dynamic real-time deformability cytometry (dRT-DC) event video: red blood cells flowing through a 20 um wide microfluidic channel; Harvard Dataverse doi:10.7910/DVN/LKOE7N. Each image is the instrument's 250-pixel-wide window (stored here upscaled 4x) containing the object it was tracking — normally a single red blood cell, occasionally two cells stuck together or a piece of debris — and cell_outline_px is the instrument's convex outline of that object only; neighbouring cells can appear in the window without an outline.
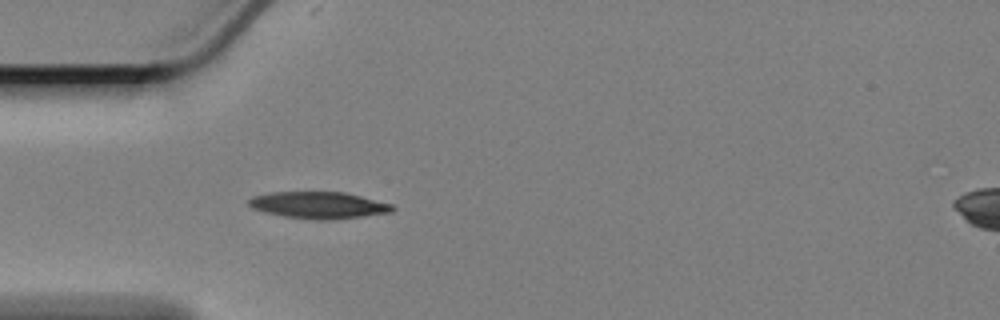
{"species": "Egyptian fruit bat (a non-hibernating species)", "species_latin": "Rousettus aegyptiacus", "temperature_condition": "cold", "stored_images_in_passage": 43, "camera_frame_rate_fps": 3000, "um_per_image_px": 0.085, "animal": {"sex": "female"}, "frame": {"image": 1, "passage_image": 1, "time_ms": 0.0, "image_size_px": [1000, 320], "cell_outline_px": [[396, 208], [392, 212], [364, 216], [332, 220], [316, 220], [284, 216], [264, 212], [252, 208], [248, 204], [248, 200], [252, 196], [272, 192], [344, 192], [392, 204]], "centroid_in_image_um": [27.08, 17.44], "position_along_channel_um": 57.9, "area_um2": 22.43}}
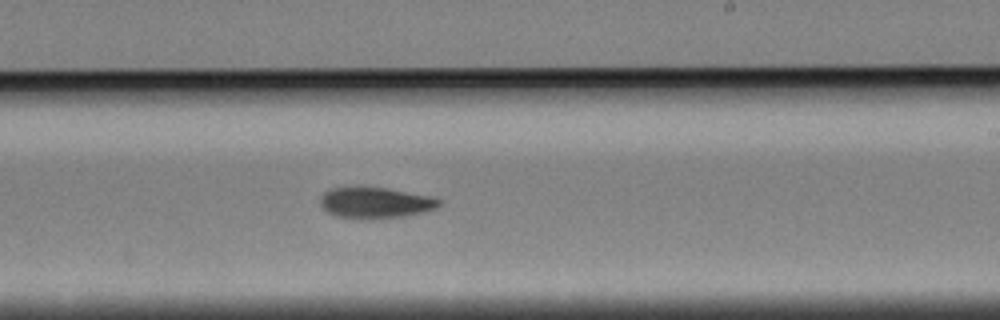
{"frame": {"image": 2, "passage_image": 19, "time_ms": 6.0, "image_size_px": [1000, 320], "cell_outline_px": [[440, 204], [436, 208], [424, 212], [408, 216], [364, 220], [360, 220], [336, 216], [328, 212], [320, 204], [320, 196], [328, 188], [356, 184], [360, 184], [388, 188], [428, 196], [440, 200]], "centroid_in_image_um": [31.82, 17.2], "position_along_channel_um": 257.2, "area_um2": 22.43}}
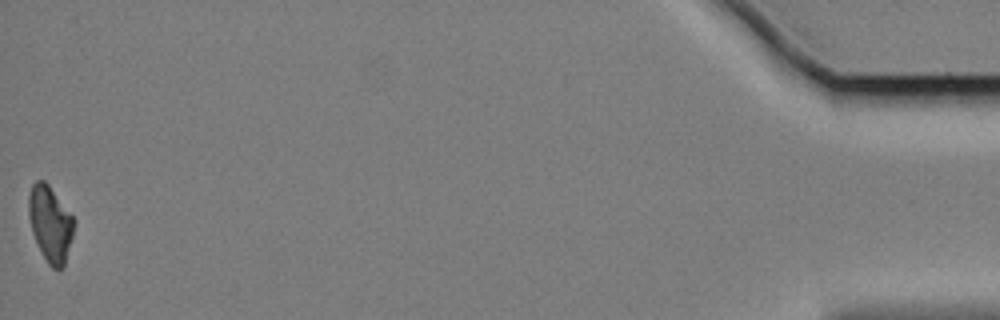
{"frame": {"image": 3, "passage_image": 43, "time_ms": 14.0, "image_size_px": [1000, 320], "cell_outline_px": [[76, 220], [64, 268], [52, 268], [48, 264], [32, 232], [28, 216], [28, 196], [32, 184], [36, 180], [44, 180], [48, 184]], "centroid_in_image_um": [4.27, 19.0], "position_along_channel_um": 430.9, "area_um2": 19.94}, "authors_computed_cell_mechanics": {"area_um2": 21.386, "velocity_mm_per_s": 3.367, "shape_relaxation_time_tau1_ms": 4.7874, "shape_relaxation_time_tau2_ms": null, "deformation_change_tau1": 0.1295, "deformation_change_tau2": null}}